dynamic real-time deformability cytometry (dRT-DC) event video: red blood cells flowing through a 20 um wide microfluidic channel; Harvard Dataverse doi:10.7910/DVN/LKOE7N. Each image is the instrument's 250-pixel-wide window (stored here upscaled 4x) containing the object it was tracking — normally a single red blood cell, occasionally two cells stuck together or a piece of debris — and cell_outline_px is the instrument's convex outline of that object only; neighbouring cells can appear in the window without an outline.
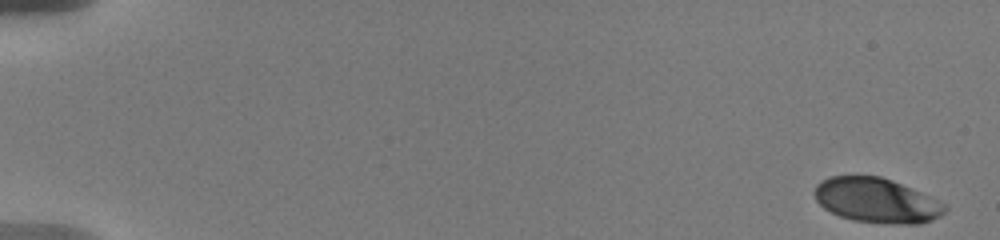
{"species": "human", "species_latin": "Homo sapiens", "temperature_condition": "warm", "stored_images_in_passage": 24, "camera_frame_rate_fps": 3000, "um_per_image_px": 0.085, "donor": {"sex": "male"}, "frame": {"image": 1, "passage_image": 1, "time_ms": 0.0, "image_size_px": [1000, 240], "cell_outline_px": [[948, 208], [940, 216], [932, 220], [920, 224], [892, 224], [852, 220], [840, 216], [824, 208], [816, 200], [812, 192], [816, 184], [820, 180], [832, 176], [880, 176], [892, 180], [940, 200]], "centroid_in_image_um": [74.5, 17.04], "position_along_channel_um": 10.5, "area_um2": 34.16}}
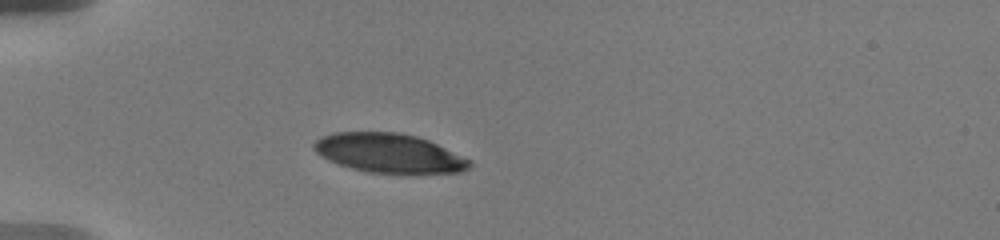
{"frame": {"image": 2, "passage_image": 21, "time_ms": 5.333, "image_size_px": [1000, 240], "cell_outline_px": [[472, 164], [468, 168], [460, 172], [368, 172], [352, 168], [328, 160], [320, 156], [312, 148], [312, 144], [320, 136], [332, 132], [396, 132], [416, 136], [428, 140], [472, 160]], "centroid_in_image_um": [33.02, 12.99], "position_along_channel_um": 52.0, "area_um2": 35.2}}